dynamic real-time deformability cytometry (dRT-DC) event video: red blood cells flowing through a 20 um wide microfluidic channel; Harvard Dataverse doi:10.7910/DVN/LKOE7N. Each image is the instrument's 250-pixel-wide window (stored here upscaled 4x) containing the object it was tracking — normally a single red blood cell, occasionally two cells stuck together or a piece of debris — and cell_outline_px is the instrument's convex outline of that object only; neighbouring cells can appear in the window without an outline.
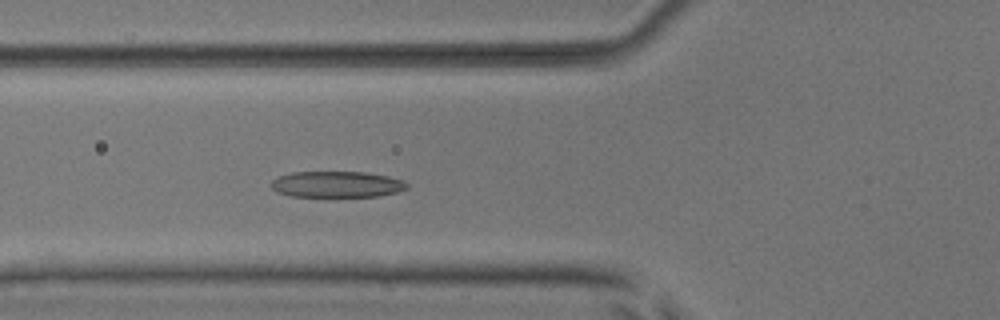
{"species": "common noctule bat (a hibernating species)", "species_latin": "Nyctalus noctula", "temperature_condition": "room temperature", "stored_images_in_passage": 48, "camera_frame_rate_fps": 3000, "um_per_image_px": 0.085, "animal": {"sex": "male", "body_mass_g": 17.9, "forearm_length_mm": 54.2}, "frame": {"image": 1, "passage_image": 15, "time_ms": 4.667, "image_size_px": [1000, 320], "cell_outline_px": [[408, 188], [396, 192], [380, 196], [292, 196], [276, 192], [272, 188], [272, 180], [280, 176], [292, 172], [364, 172], [388, 176], [404, 180], [408, 184]], "centroid_in_image_um": [28.65, 15.66], "position_along_channel_um": 97.1, "area_um2": 20.58}}
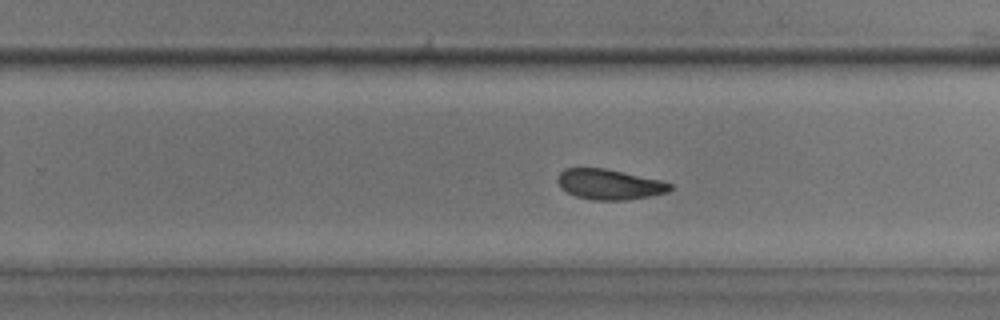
{"frame": {"image": 2, "passage_image": 29, "time_ms": 9.333, "image_size_px": [1000, 320], "cell_outline_px": [[672, 188], [668, 192], [648, 196], [624, 200], [592, 200], [576, 196], [560, 188], [556, 180], [556, 176], [564, 168], [604, 168], [660, 180], [672, 184]], "centroid_in_image_um": [51.74, 15.67], "position_along_channel_um": 278.1, "area_um2": 19.83}}
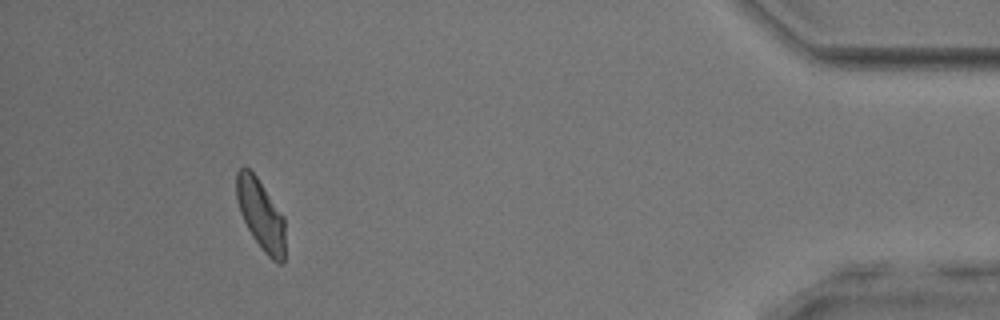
{"frame": {"image": 3, "passage_image": 44, "time_ms": 14.333, "image_size_px": [1000, 320], "cell_outline_px": [[284, 260], [280, 264], [272, 260], [264, 252], [252, 236], [240, 212], [236, 196], [236, 172], [240, 168], [248, 168], [256, 176], [284, 216]], "centroid_in_image_um": [22.16, 18.24], "position_along_channel_um": 413.0, "area_um2": 19.77}, "authors_computed_cell_mechanics": {"area_um2": 20.8369, "velocity_mm_per_s": 3.8895, "shape_relaxation_time_tau1_ms": 3.11, "shape_relaxation_time_tau2_ms": 3.2734, "deformation_change_tau1": 0.1262, "deformation_change_tau2": 0.101}}